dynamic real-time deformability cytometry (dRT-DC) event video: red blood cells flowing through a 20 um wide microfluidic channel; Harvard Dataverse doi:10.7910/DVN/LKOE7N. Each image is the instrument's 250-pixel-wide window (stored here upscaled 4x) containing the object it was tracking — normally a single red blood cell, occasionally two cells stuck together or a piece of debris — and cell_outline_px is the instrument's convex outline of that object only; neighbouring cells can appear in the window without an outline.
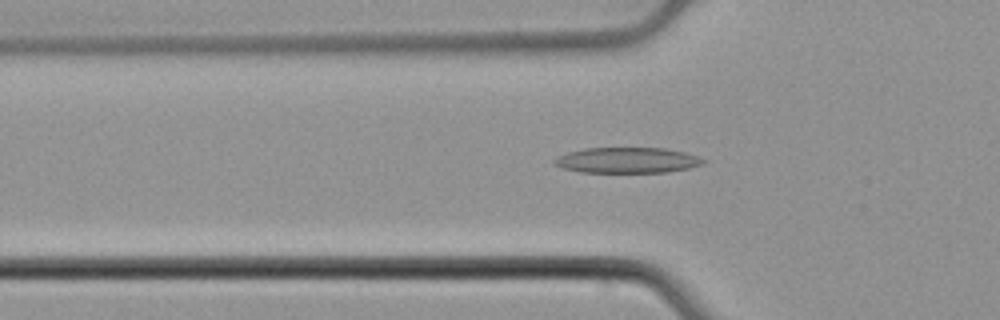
{"species": "common noctule bat (a hibernating species)", "species_latin": "Nyctalus noctula", "temperature_condition": "cold", "stored_images_in_passage": 50, "camera_frame_rate_fps": 3000, "um_per_image_px": 0.085, "animal": {"sex": "male", "body_mass_g": 21.5, "forearm_length_mm": 52.0}, "frame": {"image": 1, "passage_image": 16, "time_ms": 5.0, "image_size_px": [1000, 320], "cell_outline_px": [[708, 160], [704, 164], [688, 168], [668, 172], [580, 172], [560, 168], [552, 164], [552, 160], [568, 152], [584, 148], [664, 148], [684, 152]], "centroid_in_image_um": [53.29, 13.62], "position_along_channel_um": 72.5, "area_um2": 22.31}}
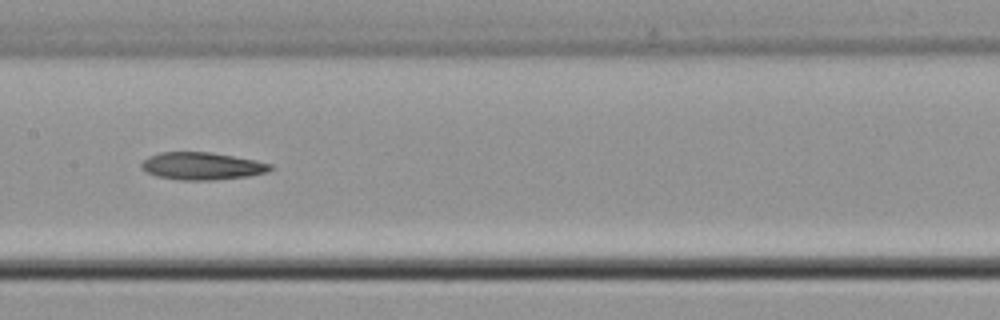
{"frame": {"image": 2, "passage_image": 25, "time_ms": 8.0, "image_size_px": [1000, 320], "cell_outline_px": [[276, 168], [268, 172], [248, 176], [212, 180], [180, 180], [156, 176], [140, 168], [140, 164], [148, 156], [160, 152], [212, 152], [256, 160], [272, 164]], "centroid_in_image_um": [17.19, 14.11], "position_along_channel_um": 190.2, "area_um2": 20.81}}
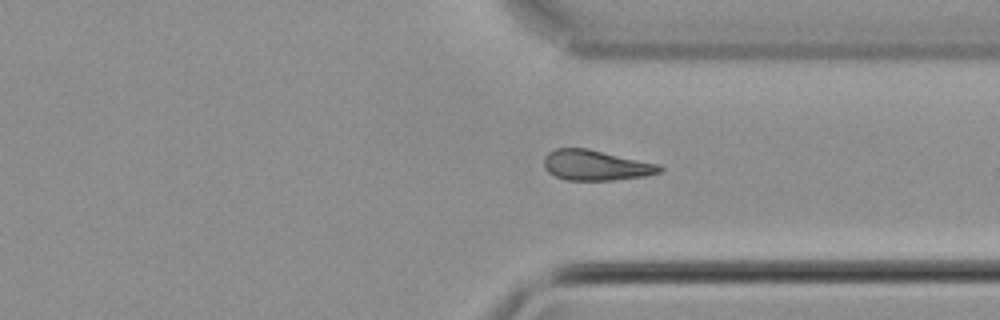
{"frame": {"image": 3, "passage_image": 38, "time_ms": 12.333, "image_size_px": [1000, 320], "cell_outline_px": [[664, 168], [660, 172], [644, 176], [612, 180], [568, 180], [556, 176], [548, 172], [544, 168], [544, 156], [548, 152], [556, 148], [588, 148], [660, 164]], "centroid_in_image_um": [50.64, 14.03], "position_along_channel_um": 360.8, "area_um2": 20.52}}